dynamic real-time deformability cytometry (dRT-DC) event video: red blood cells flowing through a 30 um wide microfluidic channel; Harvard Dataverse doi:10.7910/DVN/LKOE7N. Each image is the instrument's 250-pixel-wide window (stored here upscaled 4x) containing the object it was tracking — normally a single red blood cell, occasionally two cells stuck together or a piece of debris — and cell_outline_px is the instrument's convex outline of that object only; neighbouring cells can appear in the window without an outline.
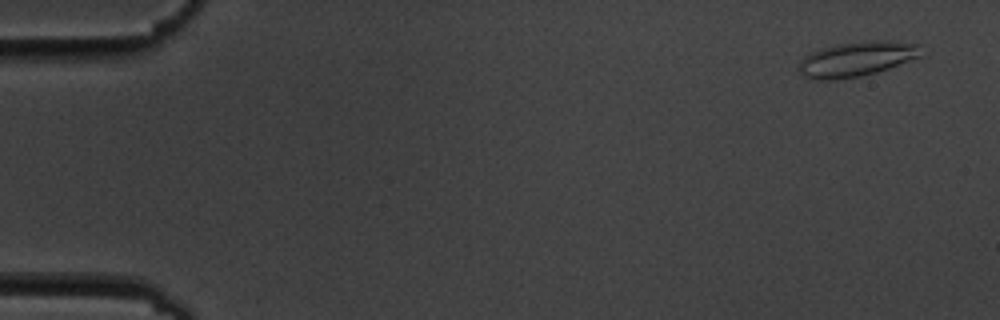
{"species": "common noctule bat (a hibernating species)", "species_latin": "Nyctalus noctula", "temperature_condition": "cold", "stored_images_in_passage": 6, "camera_frame_rate_fps": 3000, "um_per_image_px": 0.085, "animal": {"sex": "male", "body_mass_g": 19.5, "forearm_length_mm": 54.6}, "frame": {"image": 1, "passage_image": 1, "time_ms": 0.0, "image_size_px": [1000, 320], "cell_outline_px": [[920, 56], [888, 68], [876, 72], [860, 76], [836, 80], [816, 80], [804, 76], [796, 68], [800, 60], [804, 56], [820, 48], [840, 44], [868, 40], [888, 40], [920, 44]], "centroid_in_image_um": [72.76, 5.01], "position_along_channel_um": 12.2, "area_um2": 24.8}}
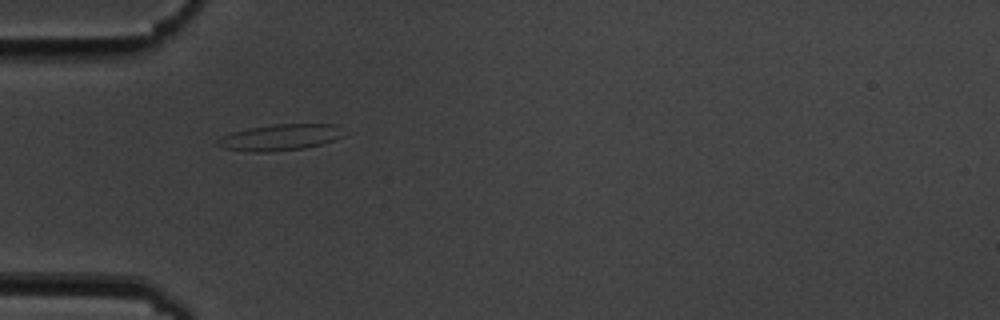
{"frame": {"image": 2, "passage_image": 5, "time_ms": 5.0, "image_size_px": [1000, 320], "cell_outline_px": [[344, 136], [320, 144], [304, 148], [268, 152], [252, 152], [224, 148], [216, 144], [216, 140], [232, 132], [248, 128], [272, 124], [336, 124]], "centroid_in_image_um": [23.77, 11.67], "position_along_channel_um": 61.2, "area_um2": 19.07}}